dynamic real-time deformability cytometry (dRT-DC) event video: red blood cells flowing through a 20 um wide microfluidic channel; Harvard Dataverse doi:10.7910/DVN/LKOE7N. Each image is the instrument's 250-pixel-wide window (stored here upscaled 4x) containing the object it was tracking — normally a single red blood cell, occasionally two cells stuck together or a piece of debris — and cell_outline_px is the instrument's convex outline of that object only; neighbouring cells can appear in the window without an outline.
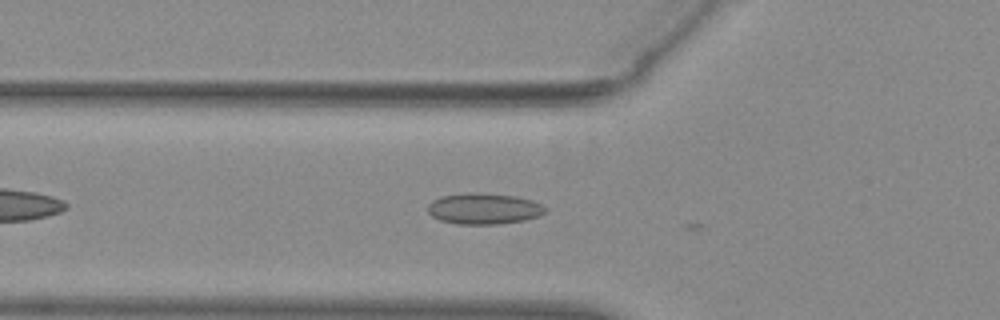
{"species": "common noctule bat (a hibernating species)", "species_latin": "Nyctalus noctula", "temperature_condition": "warm", "stored_images_in_passage": 3, "camera_frame_rate_fps": 3000, "um_per_image_px": 0.085, "animal": {"sex": "female", "body_mass_g": 29.2, "forearm_length_mm": 56.3}, "frame": {"image": 1, "passage_image": 2, "time_ms": 0.333, "image_size_px": [1000, 320], "cell_outline_px": [[548, 208], [540, 216], [524, 220], [500, 224], [456, 224], [440, 220], [432, 216], [428, 212], [428, 204], [432, 200], [440, 196], [468, 192], [480, 192], [516, 196], [532, 200]], "centroid_in_image_um": [41.12, 17.73], "position_along_channel_um": 84.7, "area_um2": 21.5}}